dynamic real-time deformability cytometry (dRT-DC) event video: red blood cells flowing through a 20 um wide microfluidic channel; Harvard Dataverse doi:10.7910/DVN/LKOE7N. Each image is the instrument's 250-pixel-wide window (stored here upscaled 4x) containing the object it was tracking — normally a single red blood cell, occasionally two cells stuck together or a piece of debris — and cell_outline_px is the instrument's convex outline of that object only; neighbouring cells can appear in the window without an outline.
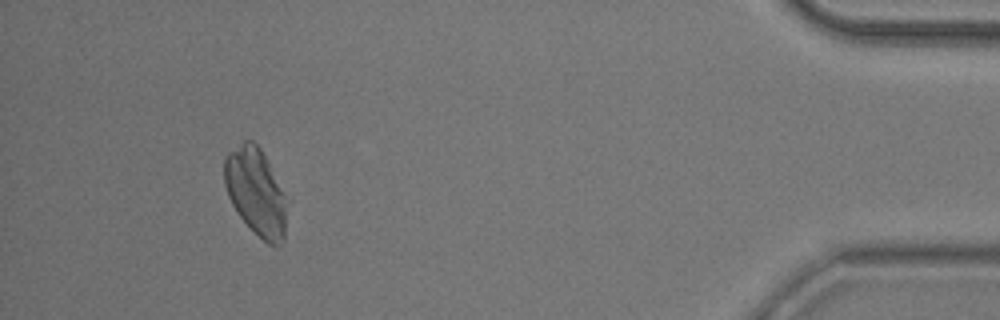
{"species": "common noctule bat (a hibernating species)", "species_latin": "Nyctalus noctula", "temperature_condition": "room temperature", "stored_images_in_passage": 49, "camera_frame_rate_fps": 3000, "um_per_image_px": 0.085, "animal": {"sex": "male", "body_mass_g": 20.5, "forearm_length_mm": 52.5}, "frame": {"image": 1, "passage_image": 47, "time_ms": 15.333, "image_size_px": [1000, 320], "cell_outline_px": [[292, 200], [284, 240], [280, 244], [268, 244], [240, 216], [232, 204], [228, 196], [224, 184], [224, 156], [228, 152], [244, 140], [252, 140], [260, 148], [292, 196]], "centroid_in_image_um": [21.87, 16.28], "position_along_channel_um": 413.3, "area_um2": 33.29}}